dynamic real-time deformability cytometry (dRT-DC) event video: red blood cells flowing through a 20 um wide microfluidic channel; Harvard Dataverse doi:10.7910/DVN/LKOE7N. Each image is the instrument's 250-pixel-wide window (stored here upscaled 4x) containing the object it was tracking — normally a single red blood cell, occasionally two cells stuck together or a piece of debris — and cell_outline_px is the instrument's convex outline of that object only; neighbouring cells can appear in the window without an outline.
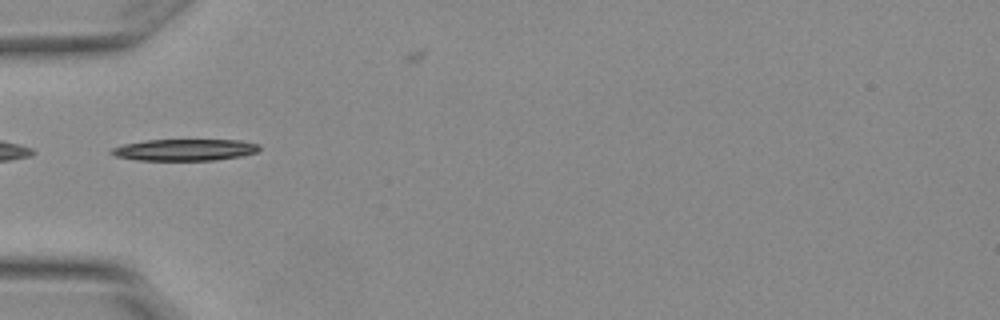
{"species": "Egyptian fruit bat (a non-hibernating species)", "species_latin": "Rousettus aegyptiacus", "temperature_condition": "warm", "stored_images_in_passage": 7, "segment_of_instrument_passage": [2, 2], "camera_frame_rate_fps": 3000, "um_per_image_px": 0.085, "animal": {"sex": "female"}, "frame": {"image": 1, "passage_image": 5, "time_ms": 1.333, "image_size_px": [1000, 320], "cell_outline_px": [[260, 148], [256, 152], [240, 156], [216, 160], [140, 160], [116, 156], [108, 152], [112, 148], [124, 144], [148, 140], [240, 140], [260, 144]], "centroid_in_image_um": [15.72, 12.73], "position_along_channel_um": 69.3, "area_um2": 18.5}}
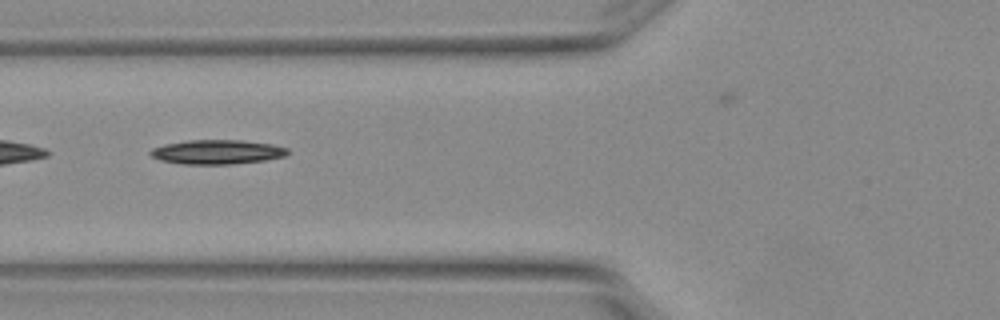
{"frame": {"image": 2, "passage_image": 6, "time_ms": 1.667, "image_size_px": [1000, 320], "cell_outline_px": [[288, 152], [284, 156], [264, 160], [232, 164], [184, 164], [160, 160], [152, 156], [148, 152], [152, 148], [164, 144], [188, 140], [244, 140], [272, 144], [288, 148]], "centroid_in_image_um": [18.44, 12.91], "position_along_channel_um": 107.4, "area_um2": 19.42}}
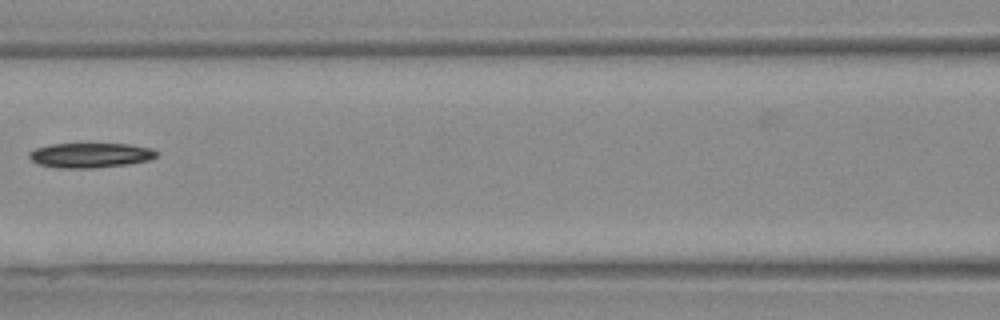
{"frame": {"image": 3, "passage_image": 7, "time_ms": 2.0, "image_size_px": [1000, 320], "cell_outline_px": [[156, 156], [148, 160], [128, 164], [92, 168], [60, 168], [40, 164], [32, 160], [28, 156], [28, 152], [36, 148], [52, 144], [128, 144], [152, 148], [156, 152]], "centroid_in_image_um": [7.66, 13.19], "position_along_channel_um": 158.9, "area_um2": 18.21}}